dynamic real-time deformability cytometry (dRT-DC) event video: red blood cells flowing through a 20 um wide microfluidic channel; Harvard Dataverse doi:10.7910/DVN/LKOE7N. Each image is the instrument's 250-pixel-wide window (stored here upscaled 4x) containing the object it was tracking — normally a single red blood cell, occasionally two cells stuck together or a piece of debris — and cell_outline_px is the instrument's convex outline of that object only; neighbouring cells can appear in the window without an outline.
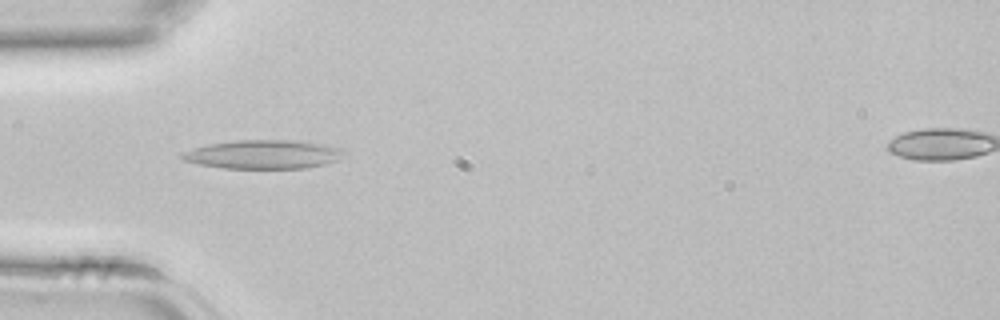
{"species": "common noctule bat (a hibernating species)", "species_latin": "Nyctalus noctula", "temperature_condition": "room temperature", "stored_images_in_passage": 42, "camera_frame_rate_fps": 3000, "um_per_image_px": 0.085, "animal": {"sex": "female", "body_mass_g": 22.7, "forearm_length_mm": 54.2}, "frame": {"image": 1, "passage_image": 13, "time_ms": 4.0, "image_size_px": [1000, 320], "cell_outline_px": [[344, 152], [340, 160], [324, 164], [304, 168], [224, 168], [200, 164], [184, 160], [180, 156], [184, 152], [208, 144], [236, 140], [296, 140], [320, 144], [340, 148]], "centroid_in_image_um": [22.4, 13.12], "position_along_channel_um": 62.6, "area_um2": 26.82}}
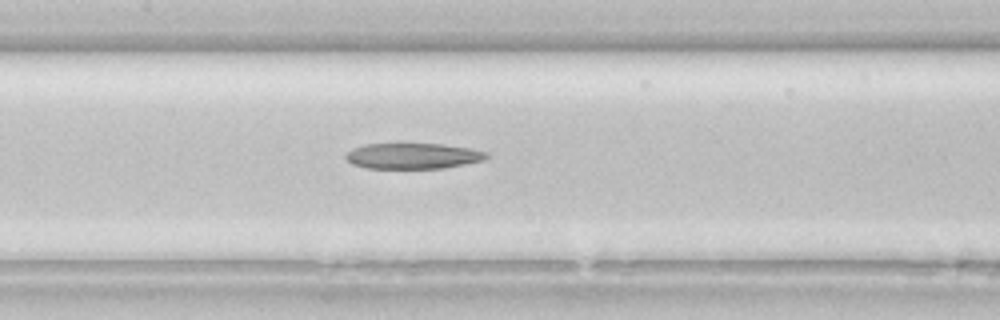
{"frame": {"image": 2, "passage_image": 20, "time_ms": 6.333, "image_size_px": [1000, 320], "cell_outline_px": [[488, 156], [484, 160], [444, 168], [368, 168], [352, 164], [344, 156], [352, 148], [364, 144], [444, 144], [468, 148], [488, 152]], "centroid_in_image_um": [35.09, 13.25], "position_along_channel_um": 172.3, "area_um2": 20.98}}
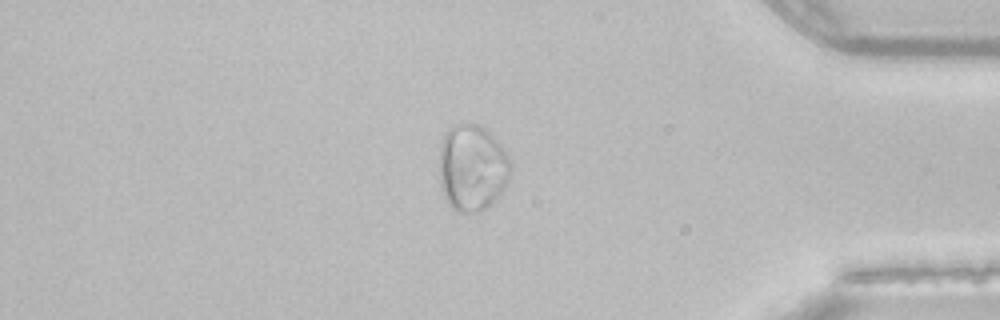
{"frame": {"image": 3, "passage_image": 36, "time_ms": 11.667, "image_size_px": [1000, 320], "cell_outline_px": [[512, 168], [508, 180], [504, 188], [480, 212], [460, 212], [452, 208], [448, 204], [444, 196], [440, 184], [440, 144], [448, 128], [452, 124], [476, 124], [484, 128], [500, 144], [508, 156], [512, 164]], "centroid_in_image_um": [40.12, 14.25], "position_along_channel_um": 395.1, "area_um2": 35.72}}